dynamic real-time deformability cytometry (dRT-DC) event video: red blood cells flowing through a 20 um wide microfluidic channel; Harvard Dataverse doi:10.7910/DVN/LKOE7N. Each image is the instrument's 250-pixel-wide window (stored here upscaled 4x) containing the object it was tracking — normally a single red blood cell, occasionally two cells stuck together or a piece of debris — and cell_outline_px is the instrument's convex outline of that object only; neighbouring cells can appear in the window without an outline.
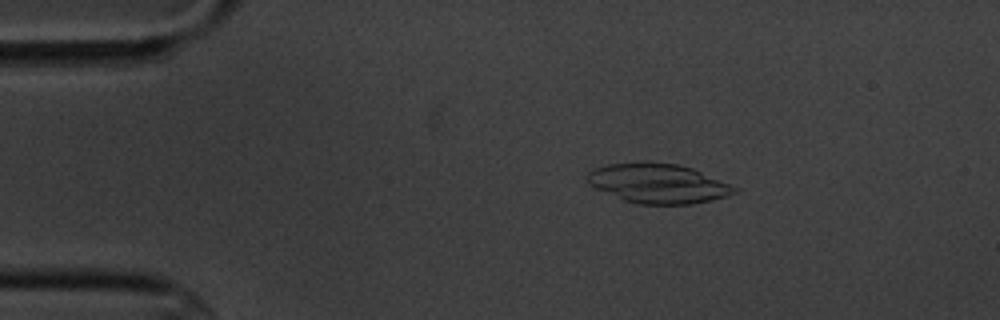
{"species": "common noctule bat (a hibernating species)", "species_latin": "Nyctalus noctula", "temperature_condition": "cold", "stored_images_in_passage": 6, "camera_frame_rate_fps": 3000, "um_per_image_px": 0.085, "animal": {"sex": "male", "body_mass_g": 20.1, "forearm_length_mm": 53.5}, "frame": {"image": 1, "passage_image": 2, "time_ms": 1.0, "image_size_px": [1000, 320], "cell_outline_px": [[740, 188], [736, 192], [728, 196], [712, 200], [692, 204], [640, 204], [624, 200], [596, 188], [588, 184], [588, 172], [596, 168], [608, 164], [676, 164], [692, 168]], "centroid_in_image_um": [56.0, 15.63], "position_along_channel_um": 29.0, "area_um2": 33.06}}